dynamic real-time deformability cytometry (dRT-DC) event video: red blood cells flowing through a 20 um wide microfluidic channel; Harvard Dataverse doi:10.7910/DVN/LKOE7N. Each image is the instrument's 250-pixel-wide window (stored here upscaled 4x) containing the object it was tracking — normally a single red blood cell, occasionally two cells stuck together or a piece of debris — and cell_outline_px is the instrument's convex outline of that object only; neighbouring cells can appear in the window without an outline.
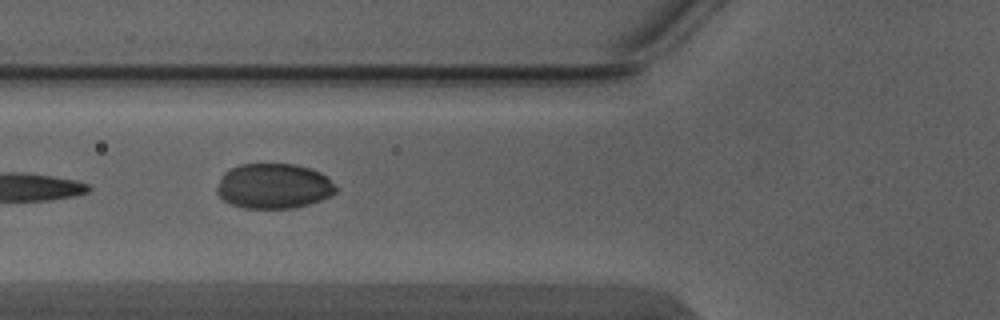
{"species": "Egyptian fruit bat (a non-hibernating species)", "species_latin": "Rousettus aegyptiacus", "temperature_condition": "warm", "stored_images_in_passage": 7, "camera_frame_rate_fps": 3000, "um_per_image_px": 0.085, "animal": {"sex": "male"}, "frame": {"image": 1, "passage_image": 5, "time_ms": 1.333, "image_size_px": [1000, 320], "cell_outline_px": [[340, 188], [332, 196], [308, 204], [292, 208], [244, 208], [232, 204], [224, 200], [216, 192], [216, 188], [224, 172], [240, 164], [296, 164], [320, 172], [328, 176]], "centroid_in_image_um": [23.31, 15.81], "position_along_channel_um": 102.5, "area_um2": 31.44}}
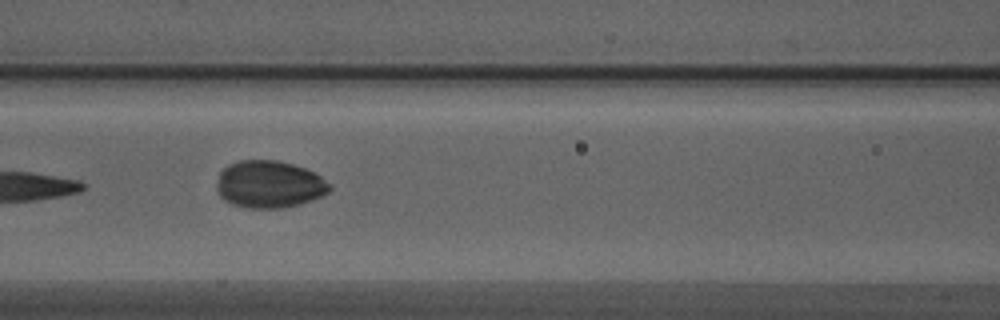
{"frame": {"image": 2, "passage_image": 6, "time_ms": 1.667, "image_size_px": [1000, 320], "cell_outline_px": [[332, 188], [328, 192], [312, 200], [300, 204], [280, 208], [248, 208], [232, 204], [224, 200], [216, 192], [216, 184], [220, 172], [228, 164], [240, 160], [276, 160], [292, 164], [304, 168], [320, 176], [332, 184]], "centroid_in_image_um": [22.87, 15.67], "position_along_channel_um": 143.7, "area_um2": 31.21}}
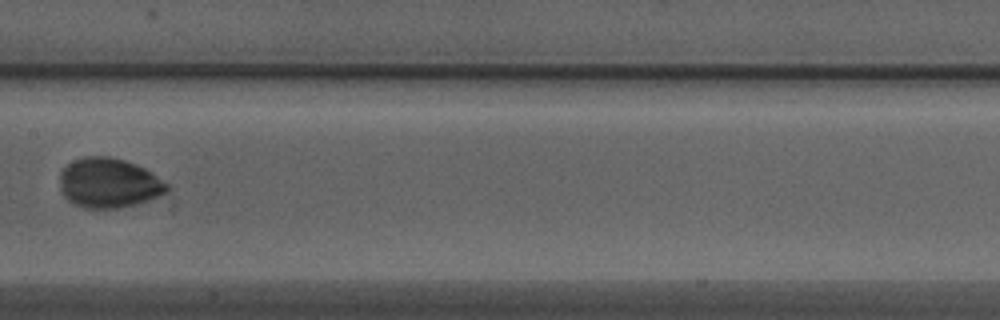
{"frame": {"image": 3, "passage_image": 7, "time_ms": 2.0, "image_size_px": [1000, 320], "cell_outline_px": [[168, 192], [148, 200], [136, 204], [116, 208], [84, 208], [72, 204], [64, 196], [60, 188], [60, 172], [68, 164], [84, 156], [108, 156], [124, 160], [136, 164], [152, 172], [168, 184]], "centroid_in_image_um": [9.24, 15.56], "position_along_channel_um": 198.2, "area_um2": 31.1}}